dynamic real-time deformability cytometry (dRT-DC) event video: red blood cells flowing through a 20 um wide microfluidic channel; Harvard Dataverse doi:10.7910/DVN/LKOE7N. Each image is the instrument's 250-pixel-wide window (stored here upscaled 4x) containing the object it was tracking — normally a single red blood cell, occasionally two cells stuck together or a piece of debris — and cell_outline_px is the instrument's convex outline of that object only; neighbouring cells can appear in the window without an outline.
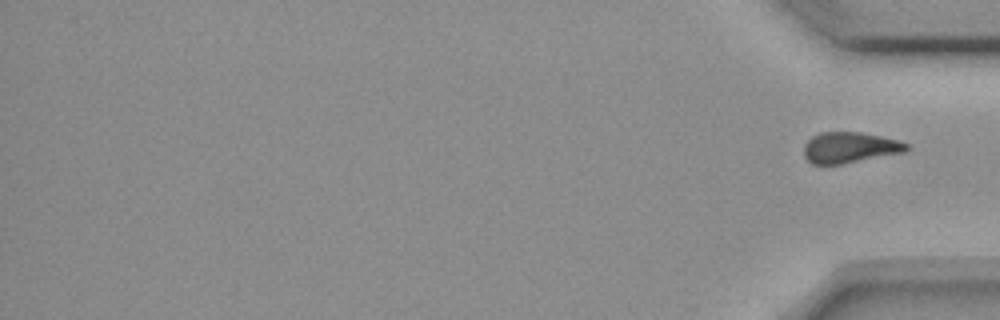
{"species": "common noctule bat (a hibernating species)", "species_latin": "Nyctalus noctula", "temperature_condition": "room temperature", "stored_images_in_passage": 15, "segment_of_instrument_passage": [2, 2], "camera_frame_rate_fps": 3000, "um_per_image_px": 0.085, "animal": {"sex": "female", "body_mass_g": 18.4}, "frame": {"image": 1, "passage_image": 15, "time_ms": 19.333, "image_size_px": [1000, 320], "cell_outline_px": [[908, 148], [904, 152], [840, 164], [812, 164], [804, 156], [804, 144], [812, 136], [820, 132], [860, 132], [880, 136], [896, 140], [908, 144]], "centroid_in_image_um": [72.18, 12.53], "position_along_channel_um": 363.0, "area_um2": 18.21}}